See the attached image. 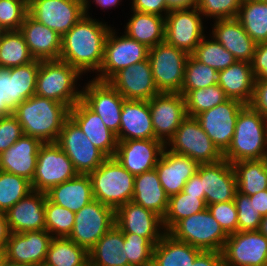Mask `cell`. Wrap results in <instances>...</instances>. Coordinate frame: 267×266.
Instances as JSON below:
<instances>
[{"instance_id": "obj_64", "label": "cell", "mask_w": 267, "mask_h": 266, "mask_svg": "<svg viewBox=\"0 0 267 266\" xmlns=\"http://www.w3.org/2000/svg\"><path fill=\"white\" fill-rule=\"evenodd\" d=\"M5 248L6 247L0 246V266L2 265L3 261L6 259Z\"/></svg>"}, {"instance_id": "obj_31", "label": "cell", "mask_w": 267, "mask_h": 266, "mask_svg": "<svg viewBox=\"0 0 267 266\" xmlns=\"http://www.w3.org/2000/svg\"><path fill=\"white\" fill-rule=\"evenodd\" d=\"M155 139L149 103L146 100H125L117 141Z\"/></svg>"}, {"instance_id": "obj_17", "label": "cell", "mask_w": 267, "mask_h": 266, "mask_svg": "<svg viewBox=\"0 0 267 266\" xmlns=\"http://www.w3.org/2000/svg\"><path fill=\"white\" fill-rule=\"evenodd\" d=\"M245 106L235 99H228L195 118L217 148L224 153L231 144L235 132L236 120Z\"/></svg>"}, {"instance_id": "obj_50", "label": "cell", "mask_w": 267, "mask_h": 266, "mask_svg": "<svg viewBox=\"0 0 267 266\" xmlns=\"http://www.w3.org/2000/svg\"><path fill=\"white\" fill-rule=\"evenodd\" d=\"M243 0H197V9L204 17L218 19L237 18Z\"/></svg>"}, {"instance_id": "obj_34", "label": "cell", "mask_w": 267, "mask_h": 266, "mask_svg": "<svg viewBox=\"0 0 267 266\" xmlns=\"http://www.w3.org/2000/svg\"><path fill=\"white\" fill-rule=\"evenodd\" d=\"M132 201L163 219L168 208L169 196L161 185L156 169L135 176Z\"/></svg>"}, {"instance_id": "obj_8", "label": "cell", "mask_w": 267, "mask_h": 266, "mask_svg": "<svg viewBox=\"0 0 267 266\" xmlns=\"http://www.w3.org/2000/svg\"><path fill=\"white\" fill-rule=\"evenodd\" d=\"M40 60L11 68L0 67V117L13 114L17 106L35 95Z\"/></svg>"}, {"instance_id": "obj_33", "label": "cell", "mask_w": 267, "mask_h": 266, "mask_svg": "<svg viewBox=\"0 0 267 266\" xmlns=\"http://www.w3.org/2000/svg\"><path fill=\"white\" fill-rule=\"evenodd\" d=\"M46 196L51 202L78 212L94 200L90 176L78 174L75 178L51 188Z\"/></svg>"}, {"instance_id": "obj_1", "label": "cell", "mask_w": 267, "mask_h": 266, "mask_svg": "<svg viewBox=\"0 0 267 266\" xmlns=\"http://www.w3.org/2000/svg\"><path fill=\"white\" fill-rule=\"evenodd\" d=\"M111 26L93 19L89 14L83 17L62 36L59 59L69 63L81 74L99 72L103 60L105 41Z\"/></svg>"}, {"instance_id": "obj_12", "label": "cell", "mask_w": 267, "mask_h": 266, "mask_svg": "<svg viewBox=\"0 0 267 266\" xmlns=\"http://www.w3.org/2000/svg\"><path fill=\"white\" fill-rule=\"evenodd\" d=\"M115 225V210L98 200L75 212L74 227L69 239L89 251Z\"/></svg>"}, {"instance_id": "obj_26", "label": "cell", "mask_w": 267, "mask_h": 266, "mask_svg": "<svg viewBox=\"0 0 267 266\" xmlns=\"http://www.w3.org/2000/svg\"><path fill=\"white\" fill-rule=\"evenodd\" d=\"M199 163L165 147L155 167L165 193L170 197L183 191L186 182L197 173Z\"/></svg>"}, {"instance_id": "obj_59", "label": "cell", "mask_w": 267, "mask_h": 266, "mask_svg": "<svg viewBox=\"0 0 267 266\" xmlns=\"http://www.w3.org/2000/svg\"><path fill=\"white\" fill-rule=\"evenodd\" d=\"M250 200L253 201L256 210L259 211L260 215H267V189L259 191L254 195L249 196Z\"/></svg>"}, {"instance_id": "obj_20", "label": "cell", "mask_w": 267, "mask_h": 266, "mask_svg": "<svg viewBox=\"0 0 267 266\" xmlns=\"http://www.w3.org/2000/svg\"><path fill=\"white\" fill-rule=\"evenodd\" d=\"M201 178L205 203L232 201L237 191V178L233 165L226 159L215 163L200 164L196 173Z\"/></svg>"}, {"instance_id": "obj_30", "label": "cell", "mask_w": 267, "mask_h": 266, "mask_svg": "<svg viewBox=\"0 0 267 266\" xmlns=\"http://www.w3.org/2000/svg\"><path fill=\"white\" fill-rule=\"evenodd\" d=\"M212 28L211 36L232 53L237 61L251 63L257 43L237 18L215 20Z\"/></svg>"}, {"instance_id": "obj_67", "label": "cell", "mask_w": 267, "mask_h": 266, "mask_svg": "<svg viewBox=\"0 0 267 266\" xmlns=\"http://www.w3.org/2000/svg\"><path fill=\"white\" fill-rule=\"evenodd\" d=\"M6 30L0 25V38L3 36Z\"/></svg>"}, {"instance_id": "obj_44", "label": "cell", "mask_w": 267, "mask_h": 266, "mask_svg": "<svg viewBox=\"0 0 267 266\" xmlns=\"http://www.w3.org/2000/svg\"><path fill=\"white\" fill-rule=\"evenodd\" d=\"M206 38L205 35L195 51L191 54L196 60L217 71L224 70L237 61L233 54L226 50L213 37H211V40Z\"/></svg>"}, {"instance_id": "obj_42", "label": "cell", "mask_w": 267, "mask_h": 266, "mask_svg": "<svg viewBox=\"0 0 267 266\" xmlns=\"http://www.w3.org/2000/svg\"><path fill=\"white\" fill-rule=\"evenodd\" d=\"M206 208L205 196H193L183 191L170 196L166 214L162 219L165 232H168L179 220Z\"/></svg>"}, {"instance_id": "obj_61", "label": "cell", "mask_w": 267, "mask_h": 266, "mask_svg": "<svg viewBox=\"0 0 267 266\" xmlns=\"http://www.w3.org/2000/svg\"><path fill=\"white\" fill-rule=\"evenodd\" d=\"M122 0H93V3L95 2L96 6H99L101 9L107 10L108 8L111 9L112 7H116L117 5H120L119 3ZM91 1L85 0V2L82 4L83 5V11L85 14H88V9L90 6Z\"/></svg>"}, {"instance_id": "obj_52", "label": "cell", "mask_w": 267, "mask_h": 266, "mask_svg": "<svg viewBox=\"0 0 267 266\" xmlns=\"http://www.w3.org/2000/svg\"><path fill=\"white\" fill-rule=\"evenodd\" d=\"M207 208L228 236L238 231V215L234 200L213 203Z\"/></svg>"}, {"instance_id": "obj_46", "label": "cell", "mask_w": 267, "mask_h": 266, "mask_svg": "<svg viewBox=\"0 0 267 266\" xmlns=\"http://www.w3.org/2000/svg\"><path fill=\"white\" fill-rule=\"evenodd\" d=\"M44 217L45 230H47L53 238L69 237L74 227L75 212L51 202L46 197Z\"/></svg>"}, {"instance_id": "obj_65", "label": "cell", "mask_w": 267, "mask_h": 266, "mask_svg": "<svg viewBox=\"0 0 267 266\" xmlns=\"http://www.w3.org/2000/svg\"><path fill=\"white\" fill-rule=\"evenodd\" d=\"M1 266H26V265L14 263V262H11V261L5 259Z\"/></svg>"}, {"instance_id": "obj_40", "label": "cell", "mask_w": 267, "mask_h": 266, "mask_svg": "<svg viewBox=\"0 0 267 266\" xmlns=\"http://www.w3.org/2000/svg\"><path fill=\"white\" fill-rule=\"evenodd\" d=\"M237 178V191L251 196L267 189V172L261 160H242L232 164Z\"/></svg>"}, {"instance_id": "obj_45", "label": "cell", "mask_w": 267, "mask_h": 266, "mask_svg": "<svg viewBox=\"0 0 267 266\" xmlns=\"http://www.w3.org/2000/svg\"><path fill=\"white\" fill-rule=\"evenodd\" d=\"M31 191L26 178L0 170V212L6 213Z\"/></svg>"}, {"instance_id": "obj_63", "label": "cell", "mask_w": 267, "mask_h": 266, "mask_svg": "<svg viewBox=\"0 0 267 266\" xmlns=\"http://www.w3.org/2000/svg\"><path fill=\"white\" fill-rule=\"evenodd\" d=\"M258 231L267 237V215L262 217Z\"/></svg>"}, {"instance_id": "obj_22", "label": "cell", "mask_w": 267, "mask_h": 266, "mask_svg": "<svg viewBox=\"0 0 267 266\" xmlns=\"http://www.w3.org/2000/svg\"><path fill=\"white\" fill-rule=\"evenodd\" d=\"M108 82L125 100H146L160 92L155 86L149 59L116 72Z\"/></svg>"}, {"instance_id": "obj_16", "label": "cell", "mask_w": 267, "mask_h": 266, "mask_svg": "<svg viewBox=\"0 0 267 266\" xmlns=\"http://www.w3.org/2000/svg\"><path fill=\"white\" fill-rule=\"evenodd\" d=\"M225 266H266L267 237L256 231H237L228 236L222 250Z\"/></svg>"}, {"instance_id": "obj_62", "label": "cell", "mask_w": 267, "mask_h": 266, "mask_svg": "<svg viewBox=\"0 0 267 266\" xmlns=\"http://www.w3.org/2000/svg\"><path fill=\"white\" fill-rule=\"evenodd\" d=\"M169 10L196 8L197 0H166Z\"/></svg>"}, {"instance_id": "obj_32", "label": "cell", "mask_w": 267, "mask_h": 266, "mask_svg": "<svg viewBox=\"0 0 267 266\" xmlns=\"http://www.w3.org/2000/svg\"><path fill=\"white\" fill-rule=\"evenodd\" d=\"M218 85L229 99H235L249 105L255 85L251 63L236 61L224 70L218 71Z\"/></svg>"}, {"instance_id": "obj_47", "label": "cell", "mask_w": 267, "mask_h": 266, "mask_svg": "<svg viewBox=\"0 0 267 266\" xmlns=\"http://www.w3.org/2000/svg\"><path fill=\"white\" fill-rule=\"evenodd\" d=\"M218 71L189 55L181 90H195L218 84Z\"/></svg>"}, {"instance_id": "obj_56", "label": "cell", "mask_w": 267, "mask_h": 266, "mask_svg": "<svg viewBox=\"0 0 267 266\" xmlns=\"http://www.w3.org/2000/svg\"><path fill=\"white\" fill-rule=\"evenodd\" d=\"M249 105L267 119V78L255 80L254 93Z\"/></svg>"}, {"instance_id": "obj_4", "label": "cell", "mask_w": 267, "mask_h": 266, "mask_svg": "<svg viewBox=\"0 0 267 266\" xmlns=\"http://www.w3.org/2000/svg\"><path fill=\"white\" fill-rule=\"evenodd\" d=\"M82 74L69 63L57 60H41L37 74L35 95L50 98L69 108L81 100L82 90L76 85Z\"/></svg>"}, {"instance_id": "obj_69", "label": "cell", "mask_w": 267, "mask_h": 266, "mask_svg": "<svg viewBox=\"0 0 267 266\" xmlns=\"http://www.w3.org/2000/svg\"><path fill=\"white\" fill-rule=\"evenodd\" d=\"M258 1H261V2H265V3H267V0H258Z\"/></svg>"}, {"instance_id": "obj_19", "label": "cell", "mask_w": 267, "mask_h": 266, "mask_svg": "<svg viewBox=\"0 0 267 266\" xmlns=\"http://www.w3.org/2000/svg\"><path fill=\"white\" fill-rule=\"evenodd\" d=\"M148 103L155 139L166 145L187 117L185 98L180 93H159Z\"/></svg>"}, {"instance_id": "obj_14", "label": "cell", "mask_w": 267, "mask_h": 266, "mask_svg": "<svg viewBox=\"0 0 267 266\" xmlns=\"http://www.w3.org/2000/svg\"><path fill=\"white\" fill-rule=\"evenodd\" d=\"M201 16L197 8L170 10L165 17L164 41L191 55L205 36Z\"/></svg>"}, {"instance_id": "obj_51", "label": "cell", "mask_w": 267, "mask_h": 266, "mask_svg": "<svg viewBox=\"0 0 267 266\" xmlns=\"http://www.w3.org/2000/svg\"><path fill=\"white\" fill-rule=\"evenodd\" d=\"M234 202L238 215V231L258 230L262 216L249 196L236 191Z\"/></svg>"}, {"instance_id": "obj_53", "label": "cell", "mask_w": 267, "mask_h": 266, "mask_svg": "<svg viewBox=\"0 0 267 266\" xmlns=\"http://www.w3.org/2000/svg\"><path fill=\"white\" fill-rule=\"evenodd\" d=\"M23 135L22 126L14 114L0 117V154Z\"/></svg>"}, {"instance_id": "obj_54", "label": "cell", "mask_w": 267, "mask_h": 266, "mask_svg": "<svg viewBox=\"0 0 267 266\" xmlns=\"http://www.w3.org/2000/svg\"><path fill=\"white\" fill-rule=\"evenodd\" d=\"M251 66L255 80L267 78V42L256 44Z\"/></svg>"}, {"instance_id": "obj_35", "label": "cell", "mask_w": 267, "mask_h": 266, "mask_svg": "<svg viewBox=\"0 0 267 266\" xmlns=\"http://www.w3.org/2000/svg\"><path fill=\"white\" fill-rule=\"evenodd\" d=\"M123 250L124 235L115 224L88 251L89 266H130Z\"/></svg>"}, {"instance_id": "obj_2", "label": "cell", "mask_w": 267, "mask_h": 266, "mask_svg": "<svg viewBox=\"0 0 267 266\" xmlns=\"http://www.w3.org/2000/svg\"><path fill=\"white\" fill-rule=\"evenodd\" d=\"M70 108L50 98L37 95L19 104L13 114L22 126L23 134L42 143L56 142Z\"/></svg>"}, {"instance_id": "obj_25", "label": "cell", "mask_w": 267, "mask_h": 266, "mask_svg": "<svg viewBox=\"0 0 267 266\" xmlns=\"http://www.w3.org/2000/svg\"><path fill=\"white\" fill-rule=\"evenodd\" d=\"M69 117L107 158L114 157L118 142L116 135L82 100L70 108Z\"/></svg>"}, {"instance_id": "obj_43", "label": "cell", "mask_w": 267, "mask_h": 266, "mask_svg": "<svg viewBox=\"0 0 267 266\" xmlns=\"http://www.w3.org/2000/svg\"><path fill=\"white\" fill-rule=\"evenodd\" d=\"M180 94L185 98L188 117H195L229 99L218 84L195 90H181Z\"/></svg>"}, {"instance_id": "obj_55", "label": "cell", "mask_w": 267, "mask_h": 266, "mask_svg": "<svg viewBox=\"0 0 267 266\" xmlns=\"http://www.w3.org/2000/svg\"><path fill=\"white\" fill-rule=\"evenodd\" d=\"M132 11L166 17L170 11L166 0H132ZM164 12V14H163Z\"/></svg>"}, {"instance_id": "obj_38", "label": "cell", "mask_w": 267, "mask_h": 266, "mask_svg": "<svg viewBox=\"0 0 267 266\" xmlns=\"http://www.w3.org/2000/svg\"><path fill=\"white\" fill-rule=\"evenodd\" d=\"M43 266H89L88 251L69 238H53Z\"/></svg>"}, {"instance_id": "obj_36", "label": "cell", "mask_w": 267, "mask_h": 266, "mask_svg": "<svg viewBox=\"0 0 267 266\" xmlns=\"http://www.w3.org/2000/svg\"><path fill=\"white\" fill-rule=\"evenodd\" d=\"M201 251L166 232L154 245L152 266H190Z\"/></svg>"}, {"instance_id": "obj_29", "label": "cell", "mask_w": 267, "mask_h": 266, "mask_svg": "<svg viewBox=\"0 0 267 266\" xmlns=\"http://www.w3.org/2000/svg\"><path fill=\"white\" fill-rule=\"evenodd\" d=\"M20 31L25 38L31 56L35 60L59 59L62 37L54 30L38 22L28 13Z\"/></svg>"}, {"instance_id": "obj_27", "label": "cell", "mask_w": 267, "mask_h": 266, "mask_svg": "<svg viewBox=\"0 0 267 266\" xmlns=\"http://www.w3.org/2000/svg\"><path fill=\"white\" fill-rule=\"evenodd\" d=\"M46 197L32 190L5 213L11 233L45 230Z\"/></svg>"}, {"instance_id": "obj_68", "label": "cell", "mask_w": 267, "mask_h": 266, "mask_svg": "<svg viewBox=\"0 0 267 266\" xmlns=\"http://www.w3.org/2000/svg\"><path fill=\"white\" fill-rule=\"evenodd\" d=\"M75 1H77V2H79L81 4H83L85 2V0H75Z\"/></svg>"}, {"instance_id": "obj_23", "label": "cell", "mask_w": 267, "mask_h": 266, "mask_svg": "<svg viewBox=\"0 0 267 266\" xmlns=\"http://www.w3.org/2000/svg\"><path fill=\"white\" fill-rule=\"evenodd\" d=\"M52 239L47 230L11 233L5 248L6 259L26 266H43Z\"/></svg>"}, {"instance_id": "obj_37", "label": "cell", "mask_w": 267, "mask_h": 266, "mask_svg": "<svg viewBox=\"0 0 267 266\" xmlns=\"http://www.w3.org/2000/svg\"><path fill=\"white\" fill-rule=\"evenodd\" d=\"M132 13L134 14L126 24L124 31L128 37L148 48L164 42L165 17L138 11Z\"/></svg>"}, {"instance_id": "obj_28", "label": "cell", "mask_w": 267, "mask_h": 266, "mask_svg": "<svg viewBox=\"0 0 267 266\" xmlns=\"http://www.w3.org/2000/svg\"><path fill=\"white\" fill-rule=\"evenodd\" d=\"M42 144L37 138L23 135L10 148L0 154V170L24 177L32 182L38 151Z\"/></svg>"}, {"instance_id": "obj_48", "label": "cell", "mask_w": 267, "mask_h": 266, "mask_svg": "<svg viewBox=\"0 0 267 266\" xmlns=\"http://www.w3.org/2000/svg\"><path fill=\"white\" fill-rule=\"evenodd\" d=\"M124 250L130 266H152L154 245L146 238L133 233H123Z\"/></svg>"}, {"instance_id": "obj_21", "label": "cell", "mask_w": 267, "mask_h": 266, "mask_svg": "<svg viewBox=\"0 0 267 266\" xmlns=\"http://www.w3.org/2000/svg\"><path fill=\"white\" fill-rule=\"evenodd\" d=\"M165 147L158 139L118 141L114 158L136 176L155 169Z\"/></svg>"}, {"instance_id": "obj_13", "label": "cell", "mask_w": 267, "mask_h": 266, "mask_svg": "<svg viewBox=\"0 0 267 266\" xmlns=\"http://www.w3.org/2000/svg\"><path fill=\"white\" fill-rule=\"evenodd\" d=\"M113 27L109 31L104 50L103 64L96 75V80L108 81L116 72L137 62L147 60L149 48L128 37L117 36Z\"/></svg>"}, {"instance_id": "obj_15", "label": "cell", "mask_w": 267, "mask_h": 266, "mask_svg": "<svg viewBox=\"0 0 267 266\" xmlns=\"http://www.w3.org/2000/svg\"><path fill=\"white\" fill-rule=\"evenodd\" d=\"M81 100L95 112L116 137L125 98L108 82L93 78L82 88Z\"/></svg>"}, {"instance_id": "obj_39", "label": "cell", "mask_w": 267, "mask_h": 266, "mask_svg": "<svg viewBox=\"0 0 267 266\" xmlns=\"http://www.w3.org/2000/svg\"><path fill=\"white\" fill-rule=\"evenodd\" d=\"M237 19L257 44L267 42V3L243 0Z\"/></svg>"}, {"instance_id": "obj_5", "label": "cell", "mask_w": 267, "mask_h": 266, "mask_svg": "<svg viewBox=\"0 0 267 266\" xmlns=\"http://www.w3.org/2000/svg\"><path fill=\"white\" fill-rule=\"evenodd\" d=\"M95 200L115 211L132 201L135 176L127 171L114 157L107 158L89 174Z\"/></svg>"}, {"instance_id": "obj_60", "label": "cell", "mask_w": 267, "mask_h": 266, "mask_svg": "<svg viewBox=\"0 0 267 266\" xmlns=\"http://www.w3.org/2000/svg\"><path fill=\"white\" fill-rule=\"evenodd\" d=\"M11 231L5 213L0 212V246L6 247Z\"/></svg>"}, {"instance_id": "obj_49", "label": "cell", "mask_w": 267, "mask_h": 266, "mask_svg": "<svg viewBox=\"0 0 267 266\" xmlns=\"http://www.w3.org/2000/svg\"><path fill=\"white\" fill-rule=\"evenodd\" d=\"M28 14V0H0V25L6 30H20Z\"/></svg>"}, {"instance_id": "obj_66", "label": "cell", "mask_w": 267, "mask_h": 266, "mask_svg": "<svg viewBox=\"0 0 267 266\" xmlns=\"http://www.w3.org/2000/svg\"><path fill=\"white\" fill-rule=\"evenodd\" d=\"M262 161L264 162V166H265V169H266V172H267V149H266V151L264 152Z\"/></svg>"}, {"instance_id": "obj_18", "label": "cell", "mask_w": 267, "mask_h": 266, "mask_svg": "<svg viewBox=\"0 0 267 266\" xmlns=\"http://www.w3.org/2000/svg\"><path fill=\"white\" fill-rule=\"evenodd\" d=\"M28 13L61 37L85 15L75 0H28Z\"/></svg>"}, {"instance_id": "obj_24", "label": "cell", "mask_w": 267, "mask_h": 266, "mask_svg": "<svg viewBox=\"0 0 267 266\" xmlns=\"http://www.w3.org/2000/svg\"><path fill=\"white\" fill-rule=\"evenodd\" d=\"M115 224L123 233L146 237L153 245L166 233L159 215L133 201L127 202L115 211Z\"/></svg>"}, {"instance_id": "obj_9", "label": "cell", "mask_w": 267, "mask_h": 266, "mask_svg": "<svg viewBox=\"0 0 267 266\" xmlns=\"http://www.w3.org/2000/svg\"><path fill=\"white\" fill-rule=\"evenodd\" d=\"M165 146L169 151L188 156L199 164L215 163L223 159V153L195 117L187 116Z\"/></svg>"}, {"instance_id": "obj_10", "label": "cell", "mask_w": 267, "mask_h": 266, "mask_svg": "<svg viewBox=\"0 0 267 266\" xmlns=\"http://www.w3.org/2000/svg\"><path fill=\"white\" fill-rule=\"evenodd\" d=\"M77 175L72 161L55 142L43 143L38 151L31 187L32 190L46 193Z\"/></svg>"}, {"instance_id": "obj_7", "label": "cell", "mask_w": 267, "mask_h": 266, "mask_svg": "<svg viewBox=\"0 0 267 266\" xmlns=\"http://www.w3.org/2000/svg\"><path fill=\"white\" fill-rule=\"evenodd\" d=\"M188 57L187 52L165 41L149 48L152 76L160 93H180Z\"/></svg>"}, {"instance_id": "obj_3", "label": "cell", "mask_w": 267, "mask_h": 266, "mask_svg": "<svg viewBox=\"0 0 267 266\" xmlns=\"http://www.w3.org/2000/svg\"><path fill=\"white\" fill-rule=\"evenodd\" d=\"M267 149V119L245 105L236 120L235 132L223 158L231 164L242 160H261Z\"/></svg>"}, {"instance_id": "obj_41", "label": "cell", "mask_w": 267, "mask_h": 266, "mask_svg": "<svg viewBox=\"0 0 267 266\" xmlns=\"http://www.w3.org/2000/svg\"><path fill=\"white\" fill-rule=\"evenodd\" d=\"M33 60L22 32L20 30L5 31L0 38V67H17Z\"/></svg>"}, {"instance_id": "obj_58", "label": "cell", "mask_w": 267, "mask_h": 266, "mask_svg": "<svg viewBox=\"0 0 267 266\" xmlns=\"http://www.w3.org/2000/svg\"><path fill=\"white\" fill-rule=\"evenodd\" d=\"M183 192L193 196H205V192L202 191L201 178L194 174L185 184Z\"/></svg>"}, {"instance_id": "obj_6", "label": "cell", "mask_w": 267, "mask_h": 266, "mask_svg": "<svg viewBox=\"0 0 267 266\" xmlns=\"http://www.w3.org/2000/svg\"><path fill=\"white\" fill-rule=\"evenodd\" d=\"M167 233L203 251L222 252L228 238L208 208L179 220Z\"/></svg>"}, {"instance_id": "obj_57", "label": "cell", "mask_w": 267, "mask_h": 266, "mask_svg": "<svg viewBox=\"0 0 267 266\" xmlns=\"http://www.w3.org/2000/svg\"><path fill=\"white\" fill-rule=\"evenodd\" d=\"M190 266H225L222 252L201 251Z\"/></svg>"}, {"instance_id": "obj_11", "label": "cell", "mask_w": 267, "mask_h": 266, "mask_svg": "<svg viewBox=\"0 0 267 266\" xmlns=\"http://www.w3.org/2000/svg\"><path fill=\"white\" fill-rule=\"evenodd\" d=\"M55 143L72 161L78 174L89 175L107 159L70 117L64 122Z\"/></svg>"}]
</instances>
